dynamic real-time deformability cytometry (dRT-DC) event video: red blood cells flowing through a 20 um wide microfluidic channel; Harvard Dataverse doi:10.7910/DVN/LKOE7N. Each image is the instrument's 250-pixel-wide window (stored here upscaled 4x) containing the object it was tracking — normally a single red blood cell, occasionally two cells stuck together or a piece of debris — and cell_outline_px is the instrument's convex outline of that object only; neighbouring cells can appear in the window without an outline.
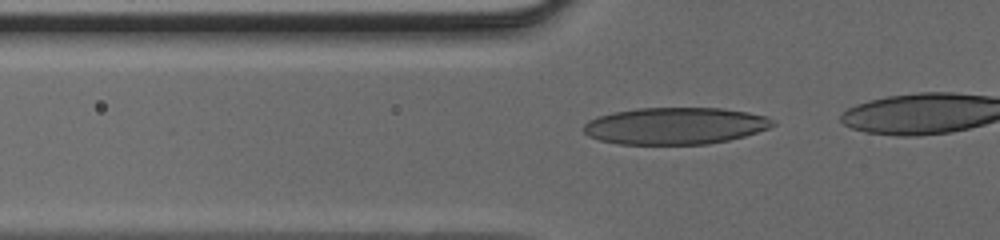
{"species": "human", "species_latin": "Homo sapiens", "temperature_condition": "cold", "stored_images_in_passage": 17, "camera_frame_rate_fps": 3000, "um_per_image_px": 0.085, "donor": {"sex": "male"}, "frame": {"image": 1, "passage_image": 11, "time_ms": 3.333, "image_size_px": [1000, 240], "cell_outline_px": [[776, 124], [768, 128], [744, 136], [728, 140], [708, 144], [616, 144], [600, 140], [588, 136], [580, 128], [588, 120], [596, 116], [612, 112], [636, 108], [720, 108], [748, 112], [768, 116]], "centroid_in_image_um": [57.34, 10.69], "position_along_channel_um": 68.5, "area_um2": 40.92}}
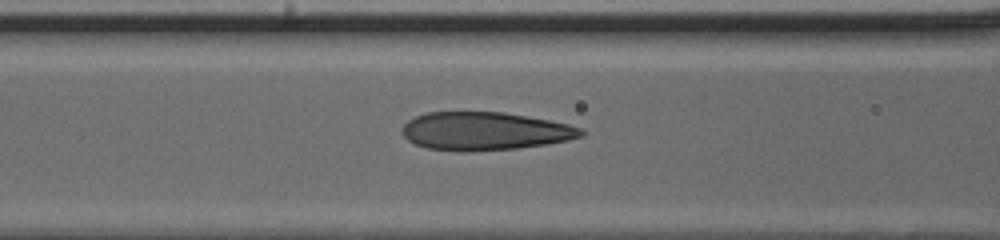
{"frame": {"image": 2, "passage_image": 15, "time_ms": 4.667, "image_size_px": [1000, 240], "cell_outline_px": [[584, 136], [568, 140], [544, 144], [516, 148], [468, 152], [460, 152], [428, 148], [416, 144], [408, 140], [404, 136], [404, 124], [408, 120], [424, 112], [504, 112], [528, 116], [568, 124], [580, 128], [584, 132]], "centroid_in_image_um": [41.2, 11.14], "position_along_channel_um": 125.4, "area_um2": 39.65}}